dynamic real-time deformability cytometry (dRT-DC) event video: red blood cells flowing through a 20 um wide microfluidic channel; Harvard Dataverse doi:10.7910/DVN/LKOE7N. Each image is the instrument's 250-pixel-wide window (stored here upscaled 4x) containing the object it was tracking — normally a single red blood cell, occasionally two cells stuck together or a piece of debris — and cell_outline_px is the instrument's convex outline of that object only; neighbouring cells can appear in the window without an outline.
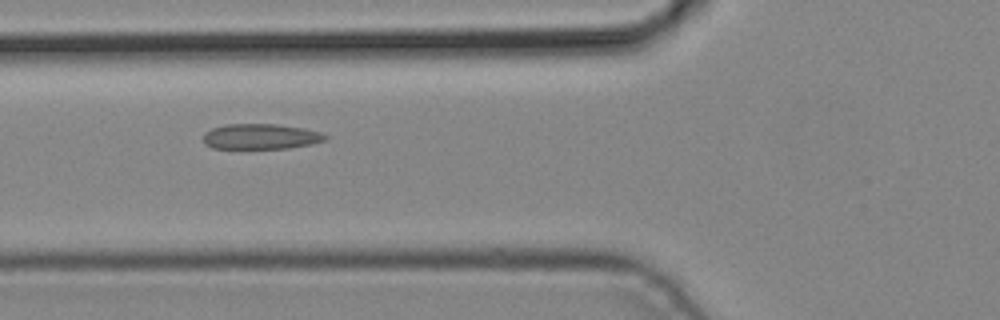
{"species": "common noctule bat (a hibernating species)", "species_latin": "Nyctalus noctula", "temperature_condition": "cold", "stored_images_in_passage": 7, "camera_frame_rate_fps": 3000, "um_per_image_px": 0.085, "animal": {"sex": "male", "body_mass_g": 19.2, "forearm_length_mm": 51.8}, "frame": {"image": 1, "passage_image": 6, "time_ms": 1.667, "image_size_px": [1000, 320], "cell_outline_px": [[328, 140], [312, 144], [288, 148], [212, 148], [204, 144], [204, 132], [212, 128], [224, 124], [276, 124], [304, 128], [320, 132], [328, 136]], "centroid_in_image_um": [22.17, 11.6], "position_along_channel_um": 103.6, "area_um2": 18.15}}
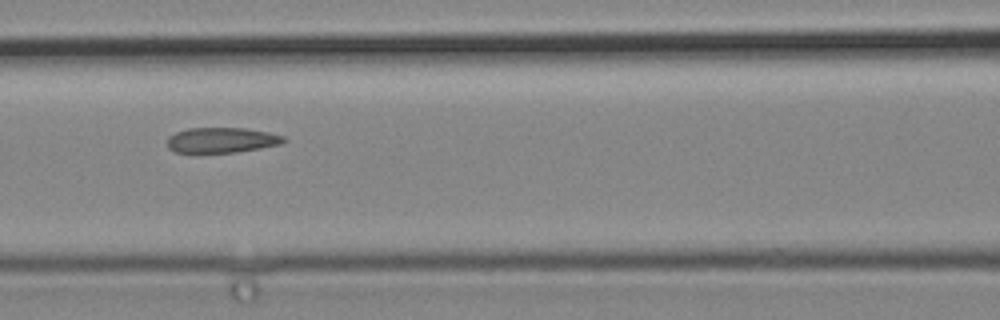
{"frame": {"image": 2, "passage_image": 7, "time_ms": 2.0, "image_size_px": [1000, 320], "cell_outline_px": [[288, 140], [280, 144], [260, 148], [236, 152], [176, 152], [168, 148], [168, 136], [176, 132], [188, 128], [244, 128], [268, 132], [284, 136]], "centroid_in_image_um": [18.85, 11.9], "position_along_channel_um": 147.7, "area_um2": 17.05}}